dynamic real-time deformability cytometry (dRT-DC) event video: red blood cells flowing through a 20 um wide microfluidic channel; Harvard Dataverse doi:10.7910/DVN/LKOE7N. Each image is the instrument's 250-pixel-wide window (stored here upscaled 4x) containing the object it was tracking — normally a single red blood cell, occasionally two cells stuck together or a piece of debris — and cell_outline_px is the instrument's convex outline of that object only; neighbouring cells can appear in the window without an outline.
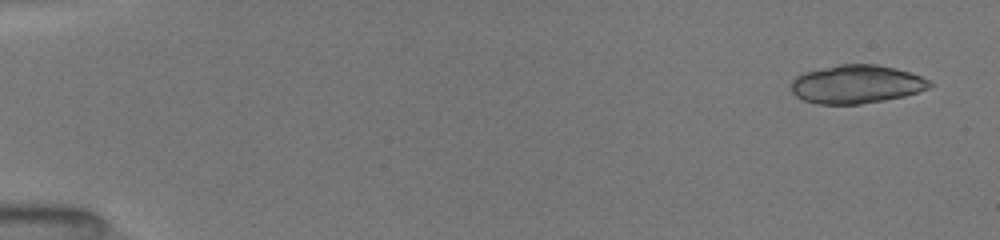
{"species": "common noctule bat (a hibernating species)", "species_latin": "Nyctalus noctula", "temperature_condition": "room temperature", "stored_images_in_passage": 32, "camera_frame_rate_fps": 3000, "um_per_image_px": 0.085, "animal": {"sex": "female", "body_mass_g": 19.5, "forearm_length_mm": 54.1}, "frame": {"image": 1, "passage_image": 1, "time_ms": 0.0, "image_size_px": [1000, 240], "cell_outline_px": [[932, 84], [928, 88], [904, 96], [884, 100], [860, 104], [816, 104], [804, 100], [796, 96], [792, 92], [792, 80], [796, 76], [804, 72], [840, 64], [876, 64], [896, 68], [932, 80]], "centroid_in_image_um": [72.79, 7.16], "position_along_channel_um": 12.2, "area_um2": 30.92}}
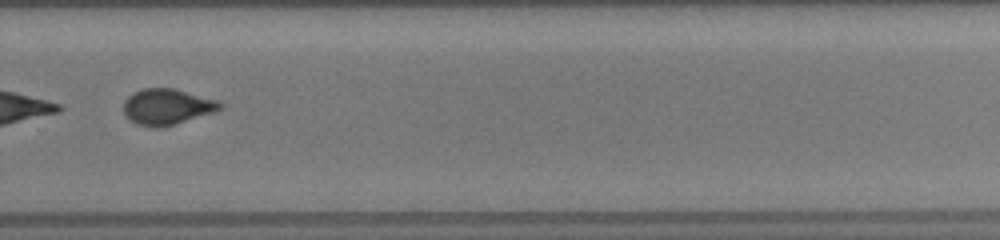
{"frame": {"image": 2, "passage_image": 25, "time_ms": 11.333, "image_size_px": [1000, 240], "cell_outline_px": [[224, 108], [216, 112], [172, 124], [156, 128], [152, 128], [136, 124], [128, 120], [124, 116], [124, 100], [132, 92], [144, 88], [172, 88], [216, 100], [224, 104]], "centroid_in_image_um": [14.16, 9.08], "position_along_channel_um": 315.6, "area_um2": 20.23}}